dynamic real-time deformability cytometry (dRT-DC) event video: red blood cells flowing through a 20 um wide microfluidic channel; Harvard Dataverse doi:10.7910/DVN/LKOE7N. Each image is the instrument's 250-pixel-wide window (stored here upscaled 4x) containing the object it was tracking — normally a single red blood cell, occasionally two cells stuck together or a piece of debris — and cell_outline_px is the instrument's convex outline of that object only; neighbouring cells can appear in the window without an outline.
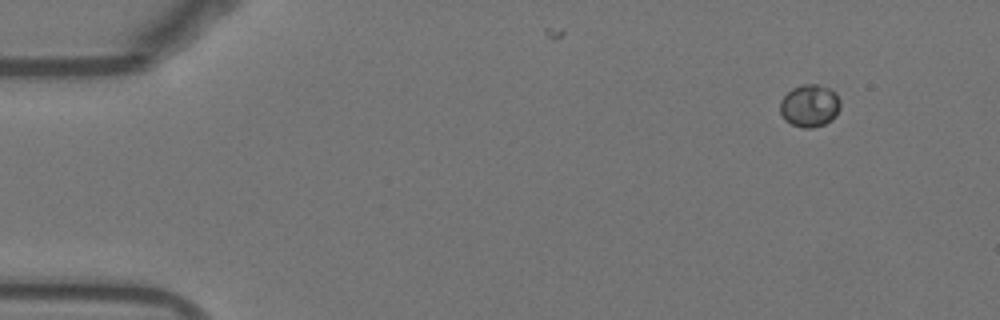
{"species": "Egyptian fruit bat (a non-hibernating species)", "species_latin": "Rousettus aegyptiacus", "temperature_condition": "warm", "stored_images_in_passage": 6, "camera_frame_rate_fps": 3000, "um_per_image_px": 0.085, "animal": {"sex": "female"}, "frame": {"image": 1, "passage_image": 1, "time_ms": 0.0, "image_size_px": [1000, 320], "cell_outline_px": [[840, 108], [836, 116], [832, 120], [824, 124], [812, 128], [804, 128], [792, 124], [784, 120], [780, 112], [780, 100], [792, 88], [800, 84], [816, 84], [832, 88], [836, 92], [840, 100]], "centroid_in_image_um": [68.84, 8.97], "position_along_channel_um": 16.2, "area_um2": 15.2}}